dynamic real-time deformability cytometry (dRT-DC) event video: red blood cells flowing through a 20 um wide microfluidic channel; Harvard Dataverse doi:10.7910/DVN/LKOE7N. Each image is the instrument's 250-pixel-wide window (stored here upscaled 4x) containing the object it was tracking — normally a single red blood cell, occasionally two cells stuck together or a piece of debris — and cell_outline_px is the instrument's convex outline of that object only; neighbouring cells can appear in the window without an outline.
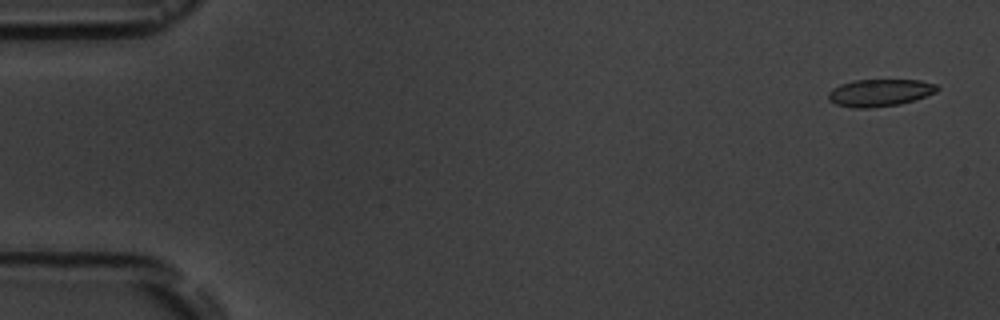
{"species": "common noctule bat (a hibernating species)", "species_latin": "Nyctalus noctula", "temperature_condition": "room temperature", "stored_images_in_passage": 5, "camera_frame_rate_fps": 3000, "um_per_image_px": 0.085, "animal": {"sex": "male", "body_mass_g": 19.5, "forearm_length_mm": 54.6}, "frame": {"image": 1, "passage_image": 1, "time_ms": 0.0, "image_size_px": [1000, 320], "cell_outline_px": [[940, 88], [936, 92], [916, 100], [900, 104], [868, 108], [852, 108], [836, 104], [828, 100], [828, 92], [832, 88], [840, 84], [856, 80], [920, 80], [936, 84]], "centroid_in_image_um": [74.78, 7.88], "position_along_channel_um": 10.2, "area_um2": 17.4}}